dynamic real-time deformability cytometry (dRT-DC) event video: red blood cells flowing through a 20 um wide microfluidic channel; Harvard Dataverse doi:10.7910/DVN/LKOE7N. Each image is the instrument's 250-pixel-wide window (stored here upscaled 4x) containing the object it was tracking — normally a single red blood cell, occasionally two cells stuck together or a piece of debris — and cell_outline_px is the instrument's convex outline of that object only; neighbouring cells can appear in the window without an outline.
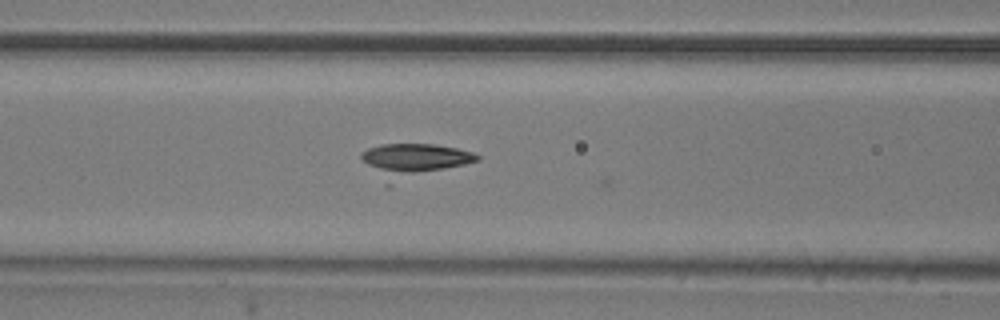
{"species": "common noctule bat (a hibernating species)", "species_latin": "Nyctalus noctula", "temperature_condition": "room temperature", "stored_images_in_passage": 8, "camera_frame_rate_fps": 3000, "um_per_image_px": 0.085, "animal": {"sex": "male", "body_mass_g": 20.5, "forearm_length_mm": 52.5}, "frame": {"image": 1, "passage_image": 7, "time_ms": 2.0, "image_size_px": [1000, 320], "cell_outline_px": [[480, 160], [388, 188], [384, 188], [360, 156], [360, 152], [368, 148], [380, 144], [436, 144], [456, 148], [472, 152], [480, 156]], "centroid_in_image_um": [35.09, 13.72], "position_along_channel_um": 131.5, "area_um2": 23.99}}